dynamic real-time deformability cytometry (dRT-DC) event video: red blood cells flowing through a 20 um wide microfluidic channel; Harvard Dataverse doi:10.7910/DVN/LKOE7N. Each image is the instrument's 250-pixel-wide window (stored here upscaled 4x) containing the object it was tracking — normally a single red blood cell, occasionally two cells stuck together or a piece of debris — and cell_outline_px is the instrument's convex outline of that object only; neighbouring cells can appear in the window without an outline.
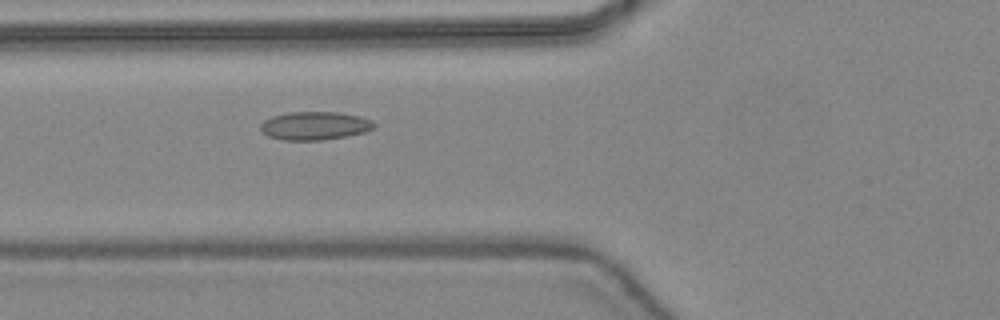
{"species": "common noctule bat (a hibernating species)", "species_latin": "Nyctalus noctula", "temperature_condition": "warm", "stored_images_in_passage": 45, "camera_frame_rate_fps": 3000, "um_per_image_px": 0.085, "animal": {"sex": "female", "body_mass_g": 24.6, "forearm_length_mm": 56.2}, "frame": {"image": 1, "passage_image": 17, "time_ms": 5.333, "image_size_px": [1000, 320], "cell_outline_px": [[376, 128], [364, 132], [348, 136], [324, 140], [284, 140], [268, 136], [260, 128], [260, 124], [264, 120], [272, 116], [288, 112], [336, 112], [360, 116], [372, 120], [376, 124]], "centroid_in_image_um": [26.78, 10.69], "position_along_channel_um": 99.0, "area_um2": 18.84}}
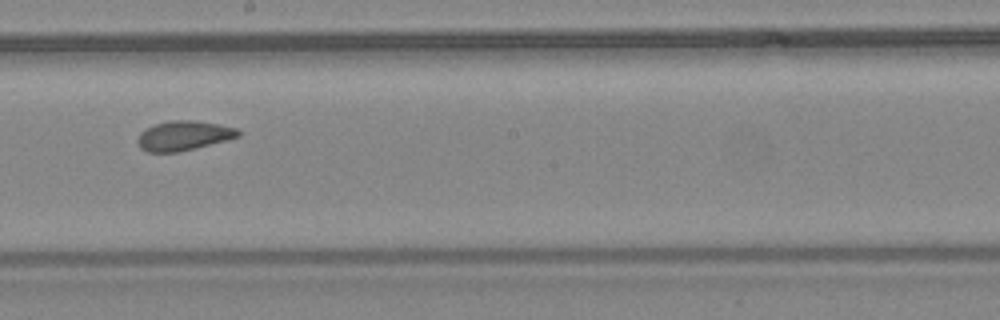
{"frame": {"image": 2, "passage_image": 26, "time_ms": 8.333, "image_size_px": [1000, 320], "cell_outline_px": [[240, 136], [228, 140], [180, 152], [148, 152], [140, 148], [136, 140], [140, 132], [156, 124], [168, 120], [196, 120], [236, 128], [240, 132]], "centroid_in_image_um": [15.6, 11.54], "position_along_channel_um": 232.6, "area_um2": 17.4}}
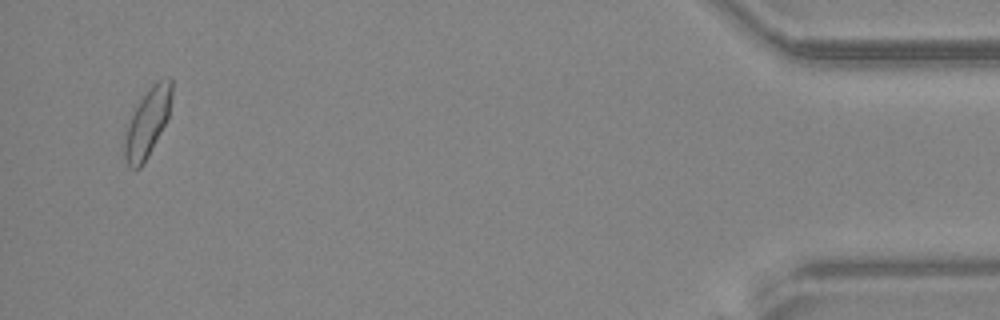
{"frame": {"image": 3, "passage_image": 44, "time_ms": 14.333, "image_size_px": [1000, 320], "cell_outline_px": [[172, 96], [168, 116], [144, 164], [140, 168], [132, 168], [128, 164], [124, 156], [124, 128], [140, 100], [152, 84], [156, 80], [168, 76], [172, 76]], "centroid_in_image_um": [12.52, 10.38], "position_along_channel_um": 422.7, "area_um2": 18.79}, "authors_computed_cell_mechanics": {"area_um2": 17.918, "velocity_mm_per_s": 4.4304, "shape_relaxation_time_tau1_ms": null, "shape_relaxation_time_tau2_ms": 2.2802, "deformation_change_tau1": null, "deformation_change_tau2": 0.081}}